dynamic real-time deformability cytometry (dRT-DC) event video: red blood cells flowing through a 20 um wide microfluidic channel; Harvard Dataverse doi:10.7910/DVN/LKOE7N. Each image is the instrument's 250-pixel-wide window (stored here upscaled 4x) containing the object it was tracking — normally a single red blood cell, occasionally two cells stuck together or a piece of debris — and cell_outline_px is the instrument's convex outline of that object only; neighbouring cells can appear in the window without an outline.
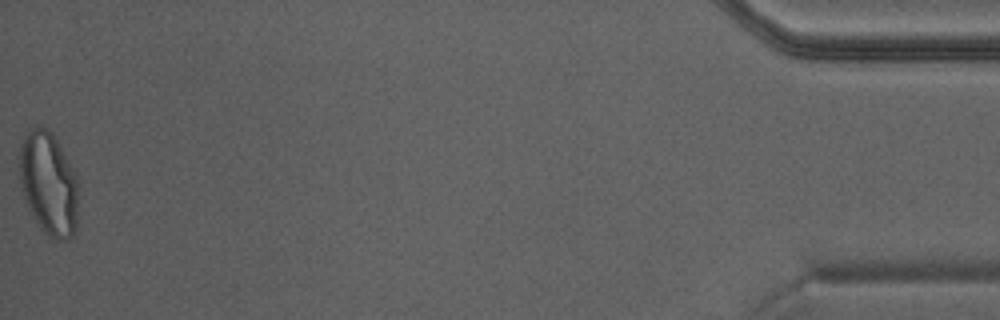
{"species": "Egyptian fruit bat (a non-hibernating species)", "species_latin": "Rousettus aegyptiacus", "temperature_condition": "warm", "stored_images_in_passage": 39, "camera_frame_rate_fps": 3000, "um_per_image_px": 0.085, "animal": {"sex": "male"}, "frame": {"image": 1, "passage_image": 39, "time_ms": 12.667, "image_size_px": [1000, 320], "cell_outline_px": [[76, 224], [72, 236], [68, 240], [56, 240], [48, 236], [40, 228], [32, 216], [28, 208], [24, 196], [20, 180], [16, 156], [24, 136], [36, 124], [48, 128], [56, 136], [76, 172]], "centroid_in_image_um": [4.09, 15.54], "position_along_channel_um": 431.1, "area_um2": 36.07}}